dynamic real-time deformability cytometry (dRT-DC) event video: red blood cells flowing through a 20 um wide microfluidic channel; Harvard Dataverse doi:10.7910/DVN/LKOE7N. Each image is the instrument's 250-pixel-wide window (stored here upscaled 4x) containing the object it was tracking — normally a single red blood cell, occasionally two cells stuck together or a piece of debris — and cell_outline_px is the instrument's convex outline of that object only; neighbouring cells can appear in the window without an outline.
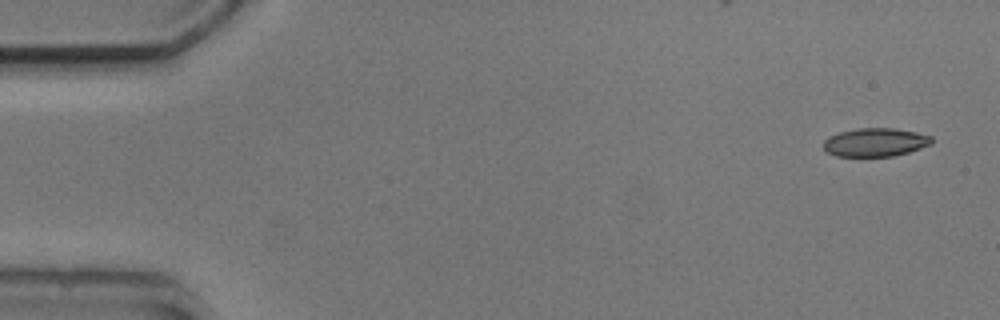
{"species": "common noctule bat (a hibernating species)", "species_latin": "Nyctalus noctula", "temperature_condition": "cold", "stored_images_in_passage": 7, "camera_frame_rate_fps": 3000, "um_per_image_px": 0.085, "animal": {"sex": "male", "body_mass_g": 20.5, "forearm_length_mm": 52.5}, "frame": {"image": 1, "passage_image": 1, "time_ms": 0.0, "image_size_px": [1000, 320], "cell_outline_px": [[932, 144], [908, 152], [892, 156], [836, 156], [828, 152], [824, 148], [824, 140], [828, 136], [840, 132], [856, 128], [896, 128], [916, 132], [932, 136]], "centroid_in_image_um": [74.4, 12.08], "position_along_channel_um": 10.6, "area_um2": 17.92}}